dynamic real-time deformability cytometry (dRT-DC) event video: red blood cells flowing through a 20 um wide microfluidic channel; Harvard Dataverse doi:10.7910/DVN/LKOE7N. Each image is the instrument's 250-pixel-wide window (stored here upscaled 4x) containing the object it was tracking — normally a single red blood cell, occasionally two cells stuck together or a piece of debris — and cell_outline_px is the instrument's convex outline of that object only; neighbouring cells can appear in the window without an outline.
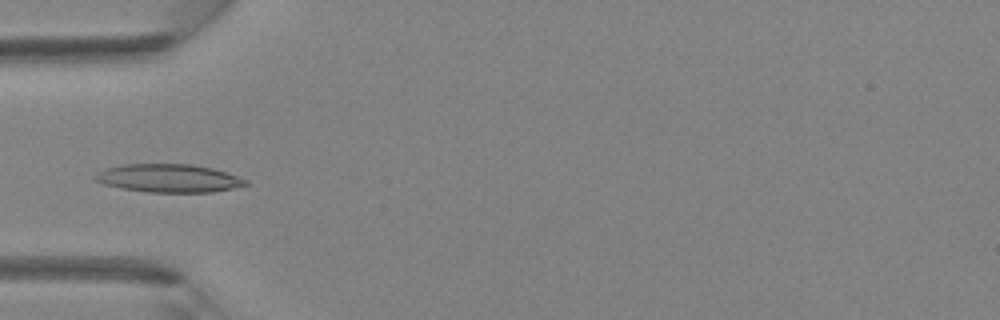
{"species": "Egyptian fruit bat (a non-hibernating species)", "species_latin": "Rousettus aegyptiacus", "temperature_condition": "room temperature", "stored_images_in_passage": 31, "camera_frame_rate_fps": 3000, "um_per_image_px": 0.085, "animal": {"sex": "female"}, "frame": {"image": 1, "passage_image": 2, "time_ms": 0.333, "image_size_px": [1000, 320], "cell_outline_px": [[248, 184], [232, 188], [212, 192], [148, 192], [120, 188], [104, 184], [92, 180], [92, 176], [96, 172], [104, 168], [120, 164], [192, 164], [212, 168], [248, 180]], "centroid_in_image_um": [14.24, 15.14], "position_along_channel_um": 70.8, "area_um2": 24.85}}
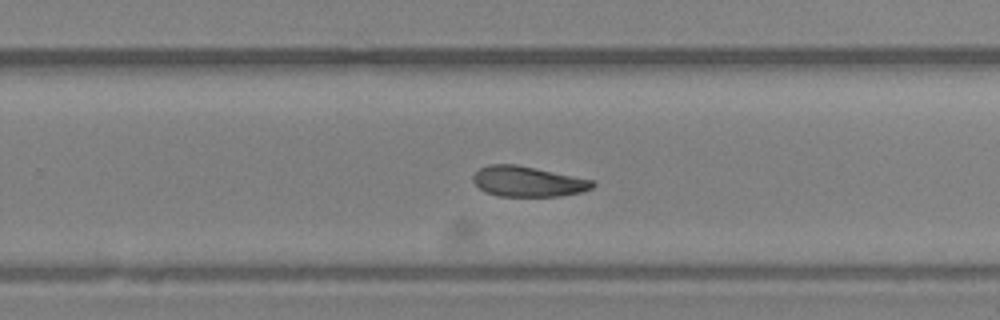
{"frame": {"image": 2, "passage_image": 16, "time_ms": 5.0, "image_size_px": [1000, 320], "cell_outline_px": [[596, 184], [592, 188], [580, 192], [560, 196], [500, 196], [484, 192], [472, 180], [472, 176], [480, 168], [488, 164], [516, 164], [596, 180]], "centroid_in_image_um": [44.88, 15.42], "position_along_channel_um": 284.9, "area_um2": 21.27}}
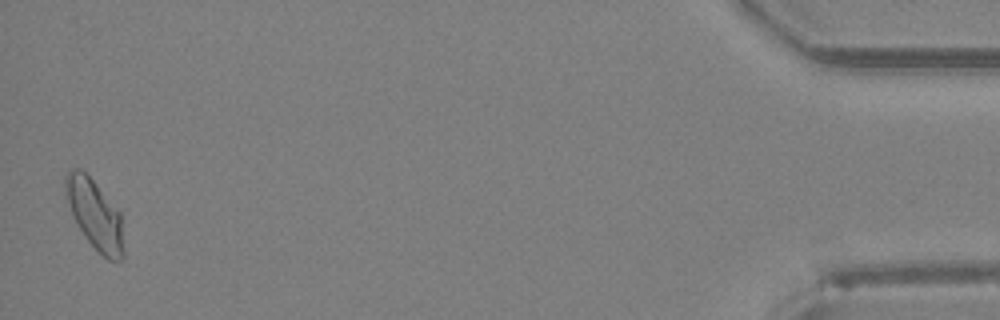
{"frame": {"image": 3, "passage_image": 31, "time_ms": 10.0, "image_size_px": [1000, 320], "cell_outline_px": [[124, 256], [120, 260], [108, 260], [88, 240], [72, 216], [68, 204], [64, 184], [64, 176], [68, 172], [76, 168], [80, 168], [92, 180], [120, 212], [124, 248]], "centroid_in_image_um": [8.06, 18.23], "position_along_channel_um": 427.1, "area_um2": 23.06}}